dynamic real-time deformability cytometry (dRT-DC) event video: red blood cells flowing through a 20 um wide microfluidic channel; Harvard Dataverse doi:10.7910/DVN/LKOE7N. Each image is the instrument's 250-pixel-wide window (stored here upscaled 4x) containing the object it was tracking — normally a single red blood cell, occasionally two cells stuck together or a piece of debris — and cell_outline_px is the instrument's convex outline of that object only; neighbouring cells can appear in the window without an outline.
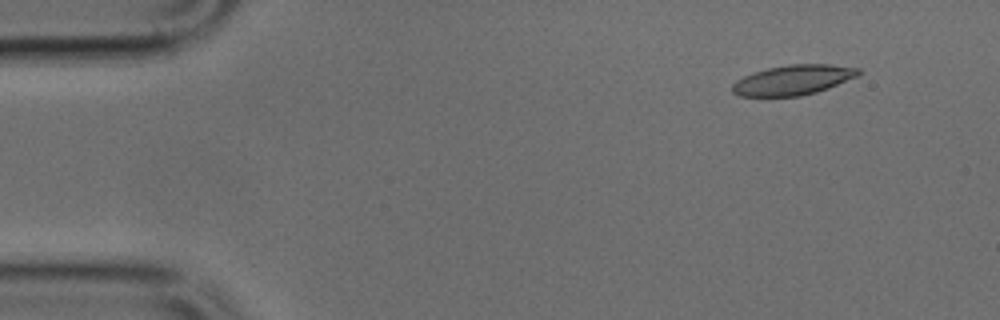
{"species": "common noctule bat (a hibernating species)", "species_latin": "Nyctalus noctula", "temperature_condition": "cold", "stored_images_in_passage": 49, "camera_frame_rate_fps": 3000, "um_per_image_px": 0.085, "animal": {"sex": "male", "body_mass_g": 17.9, "forearm_length_mm": 54.2}, "frame": {"image": 1, "passage_image": 5, "time_ms": 1.333, "image_size_px": [1000, 320], "cell_outline_px": [[860, 72], [856, 76], [828, 88], [816, 92], [800, 96], [740, 96], [732, 92], [732, 84], [736, 80], [744, 76], [768, 68], [788, 64], [828, 64], [860, 68]], "centroid_in_image_um": [67.39, 6.8], "position_along_channel_um": 17.6, "area_um2": 21.79}}
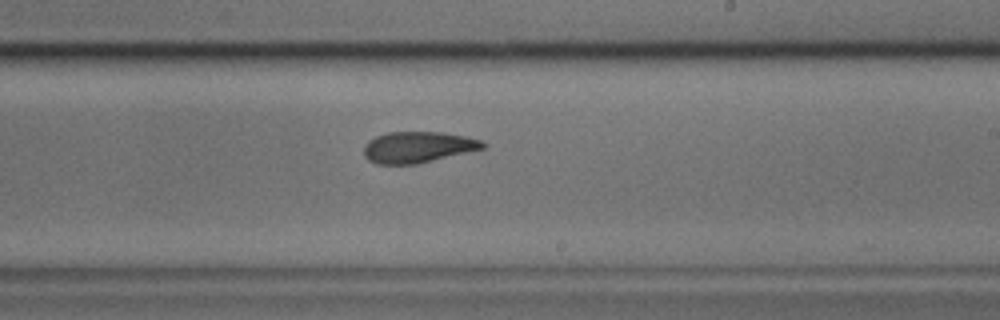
{"frame": {"image": 2, "passage_image": 29, "time_ms": 9.333, "image_size_px": [1000, 320], "cell_outline_px": [[488, 144], [484, 148], [416, 164], [376, 164], [368, 160], [364, 156], [364, 144], [368, 140], [376, 136], [388, 132], [444, 132], [464, 136], [480, 140]], "centroid_in_image_um": [35.48, 12.5], "position_along_channel_um": 253.5, "area_um2": 21.56}}
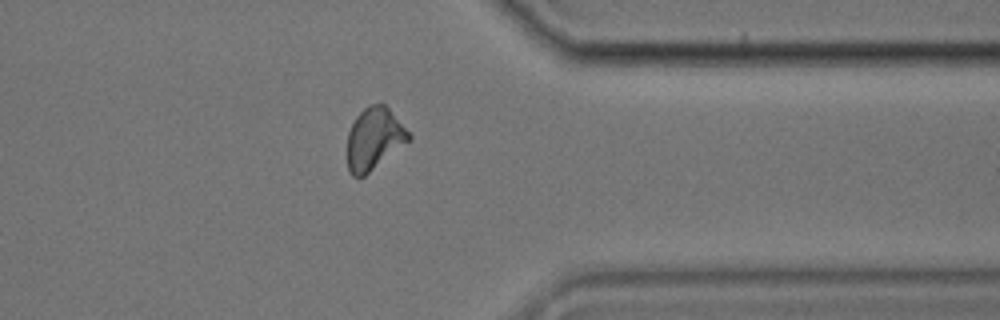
{"frame": {"image": 3, "passage_image": 39, "time_ms": 12.667, "image_size_px": [1000, 320], "cell_outline_px": [[412, 140], [364, 176], [352, 176], [348, 168], [348, 132], [356, 116], [368, 104], [384, 104], [388, 108], [412, 136]], "centroid_in_image_um": [31.82, 11.8], "position_along_channel_um": 379.6, "area_um2": 22.08}}